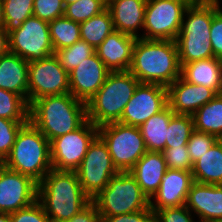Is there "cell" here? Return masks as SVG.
Listing matches in <instances>:
<instances>
[{"label":"cell","mask_w":222,"mask_h":222,"mask_svg":"<svg viewBox=\"0 0 222 222\" xmlns=\"http://www.w3.org/2000/svg\"><path fill=\"white\" fill-rule=\"evenodd\" d=\"M128 71L140 83L168 87L181 76L176 42L137 38Z\"/></svg>","instance_id":"cell-1"},{"label":"cell","mask_w":222,"mask_h":222,"mask_svg":"<svg viewBox=\"0 0 222 222\" xmlns=\"http://www.w3.org/2000/svg\"><path fill=\"white\" fill-rule=\"evenodd\" d=\"M37 200L51 222L71 219L92 201L82 189L75 171L53 168L38 183Z\"/></svg>","instance_id":"cell-2"},{"label":"cell","mask_w":222,"mask_h":222,"mask_svg":"<svg viewBox=\"0 0 222 222\" xmlns=\"http://www.w3.org/2000/svg\"><path fill=\"white\" fill-rule=\"evenodd\" d=\"M29 121L51 141L81 127L87 106L71 93L41 97L30 105Z\"/></svg>","instance_id":"cell-3"},{"label":"cell","mask_w":222,"mask_h":222,"mask_svg":"<svg viewBox=\"0 0 222 222\" xmlns=\"http://www.w3.org/2000/svg\"><path fill=\"white\" fill-rule=\"evenodd\" d=\"M139 83L129 71L109 72L102 87L86 104L87 120L98 128L119 122Z\"/></svg>","instance_id":"cell-4"},{"label":"cell","mask_w":222,"mask_h":222,"mask_svg":"<svg viewBox=\"0 0 222 222\" xmlns=\"http://www.w3.org/2000/svg\"><path fill=\"white\" fill-rule=\"evenodd\" d=\"M5 166L39 183L52 169L50 141L29 121L18 132Z\"/></svg>","instance_id":"cell-5"},{"label":"cell","mask_w":222,"mask_h":222,"mask_svg":"<svg viewBox=\"0 0 222 222\" xmlns=\"http://www.w3.org/2000/svg\"><path fill=\"white\" fill-rule=\"evenodd\" d=\"M92 201L103 221L108 216L134 213L150 208L149 198L129 171L112 176L108 185Z\"/></svg>","instance_id":"cell-6"},{"label":"cell","mask_w":222,"mask_h":222,"mask_svg":"<svg viewBox=\"0 0 222 222\" xmlns=\"http://www.w3.org/2000/svg\"><path fill=\"white\" fill-rule=\"evenodd\" d=\"M98 135L106 143L113 165L120 172L129 171L147 152L139 127L114 122L100 126Z\"/></svg>","instance_id":"cell-7"},{"label":"cell","mask_w":222,"mask_h":222,"mask_svg":"<svg viewBox=\"0 0 222 222\" xmlns=\"http://www.w3.org/2000/svg\"><path fill=\"white\" fill-rule=\"evenodd\" d=\"M188 6L182 0H147L141 38L175 41Z\"/></svg>","instance_id":"cell-8"},{"label":"cell","mask_w":222,"mask_h":222,"mask_svg":"<svg viewBox=\"0 0 222 222\" xmlns=\"http://www.w3.org/2000/svg\"><path fill=\"white\" fill-rule=\"evenodd\" d=\"M84 192L93 199L119 171L113 165L108 147L98 135L90 144L80 166L75 170Z\"/></svg>","instance_id":"cell-9"},{"label":"cell","mask_w":222,"mask_h":222,"mask_svg":"<svg viewBox=\"0 0 222 222\" xmlns=\"http://www.w3.org/2000/svg\"><path fill=\"white\" fill-rule=\"evenodd\" d=\"M98 136V127L87 120L73 132L50 141L51 165L55 170L75 171L90 144Z\"/></svg>","instance_id":"cell-10"},{"label":"cell","mask_w":222,"mask_h":222,"mask_svg":"<svg viewBox=\"0 0 222 222\" xmlns=\"http://www.w3.org/2000/svg\"><path fill=\"white\" fill-rule=\"evenodd\" d=\"M10 52L28 62L54 55L49 22L36 16L26 19L19 29L9 33Z\"/></svg>","instance_id":"cell-11"},{"label":"cell","mask_w":222,"mask_h":222,"mask_svg":"<svg viewBox=\"0 0 222 222\" xmlns=\"http://www.w3.org/2000/svg\"><path fill=\"white\" fill-rule=\"evenodd\" d=\"M66 93H70L69 73L55 55L28 63L29 106L41 97Z\"/></svg>","instance_id":"cell-12"},{"label":"cell","mask_w":222,"mask_h":222,"mask_svg":"<svg viewBox=\"0 0 222 222\" xmlns=\"http://www.w3.org/2000/svg\"><path fill=\"white\" fill-rule=\"evenodd\" d=\"M167 105V87L158 84L139 83L133 96L124 107L119 122L139 127Z\"/></svg>","instance_id":"cell-13"},{"label":"cell","mask_w":222,"mask_h":222,"mask_svg":"<svg viewBox=\"0 0 222 222\" xmlns=\"http://www.w3.org/2000/svg\"><path fill=\"white\" fill-rule=\"evenodd\" d=\"M38 183L6 166L0 172V213L11 214L37 200Z\"/></svg>","instance_id":"cell-14"},{"label":"cell","mask_w":222,"mask_h":222,"mask_svg":"<svg viewBox=\"0 0 222 222\" xmlns=\"http://www.w3.org/2000/svg\"><path fill=\"white\" fill-rule=\"evenodd\" d=\"M109 72L95 52L69 73L70 93L87 104L102 87Z\"/></svg>","instance_id":"cell-15"},{"label":"cell","mask_w":222,"mask_h":222,"mask_svg":"<svg viewBox=\"0 0 222 222\" xmlns=\"http://www.w3.org/2000/svg\"><path fill=\"white\" fill-rule=\"evenodd\" d=\"M193 182L191 171L168 168L158 191L150 199V209L155 212L164 208L184 206Z\"/></svg>","instance_id":"cell-16"},{"label":"cell","mask_w":222,"mask_h":222,"mask_svg":"<svg viewBox=\"0 0 222 222\" xmlns=\"http://www.w3.org/2000/svg\"><path fill=\"white\" fill-rule=\"evenodd\" d=\"M218 95L213 89L188 83L181 76L167 87L168 106L178 115H193Z\"/></svg>","instance_id":"cell-17"},{"label":"cell","mask_w":222,"mask_h":222,"mask_svg":"<svg viewBox=\"0 0 222 222\" xmlns=\"http://www.w3.org/2000/svg\"><path fill=\"white\" fill-rule=\"evenodd\" d=\"M185 206L199 222L222 219V185L194 181L188 192Z\"/></svg>","instance_id":"cell-18"},{"label":"cell","mask_w":222,"mask_h":222,"mask_svg":"<svg viewBox=\"0 0 222 222\" xmlns=\"http://www.w3.org/2000/svg\"><path fill=\"white\" fill-rule=\"evenodd\" d=\"M136 39L137 37L114 30L95 51L110 72L128 71Z\"/></svg>","instance_id":"cell-19"},{"label":"cell","mask_w":222,"mask_h":222,"mask_svg":"<svg viewBox=\"0 0 222 222\" xmlns=\"http://www.w3.org/2000/svg\"><path fill=\"white\" fill-rule=\"evenodd\" d=\"M146 4L147 0H111L107 3L114 30L141 38Z\"/></svg>","instance_id":"cell-20"},{"label":"cell","mask_w":222,"mask_h":222,"mask_svg":"<svg viewBox=\"0 0 222 222\" xmlns=\"http://www.w3.org/2000/svg\"><path fill=\"white\" fill-rule=\"evenodd\" d=\"M167 169L162 152L147 151L129 172L150 200L158 191Z\"/></svg>","instance_id":"cell-21"},{"label":"cell","mask_w":222,"mask_h":222,"mask_svg":"<svg viewBox=\"0 0 222 222\" xmlns=\"http://www.w3.org/2000/svg\"><path fill=\"white\" fill-rule=\"evenodd\" d=\"M28 63L12 52L0 57V88L22 96L27 102Z\"/></svg>","instance_id":"cell-22"},{"label":"cell","mask_w":222,"mask_h":222,"mask_svg":"<svg viewBox=\"0 0 222 222\" xmlns=\"http://www.w3.org/2000/svg\"><path fill=\"white\" fill-rule=\"evenodd\" d=\"M181 77L188 83L202 85L222 93V59L209 58L189 62L181 67Z\"/></svg>","instance_id":"cell-23"},{"label":"cell","mask_w":222,"mask_h":222,"mask_svg":"<svg viewBox=\"0 0 222 222\" xmlns=\"http://www.w3.org/2000/svg\"><path fill=\"white\" fill-rule=\"evenodd\" d=\"M218 3H198L185 10L182 26L177 36H210L213 15L221 8Z\"/></svg>","instance_id":"cell-24"},{"label":"cell","mask_w":222,"mask_h":222,"mask_svg":"<svg viewBox=\"0 0 222 222\" xmlns=\"http://www.w3.org/2000/svg\"><path fill=\"white\" fill-rule=\"evenodd\" d=\"M191 172L196 182L222 185V143L219 140L193 163Z\"/></svg>","instance_id":"cell-25"},{"label":"cell","mask_w":222,"mask_h":222,"mask_svg":"<svg viewBox=\"0 0 222 222\" xmlns=\"http://www.w3.org/2000/svg\"><path fill=\"white\" fill-rule=\"evenodd\" d=\"M174 115L175 113L167 105L139 126L147 151L163 152L165 150L167 128Z\"/></svg>","instance_id":"cell-26"},{"label":"cell","mask_w":222,"mask_h":222,"mask_svg":"<svg viewBox=\"0 0 222 222\" xmlns=\"http://www.w3.org/2000/svg\"><path fill=\"white\" fill-rule=\"evenodd\" d=\"M194 130L222 136V93L200 107L193 115Z\"/></svg>","instance_id":"cell-27"},{"label":"cell","mask_w":222,"mask_h":222,"mask_svg":"<svg viewBox=\"0 0 222 222\" xmlns=\"http://www.w3.org/2000/svg\"><path fill=\"white\" fill-rule=\"evenodd\" d=\"M179 63L182 67L189 62L214 57L211 41L206 36H177L175 39Z\"/></svg>","instance_id":"cell-28"},{"label":"cell","mask_w":222,"mask_h":222,"mask_svg":"<svg viewBox=\"0 0 222 222\" xmlns=\"http://www.w3.org/2000/svg\"><path fill=\"white\" fill-rule=\"evenodd\" d=\"M114 31L112 15L108 8L80 23V37L95 49Z\"/></svg>","instance_id":"cell-29"},{"label":"cell","mask_w":222,"mask_h":222,"mask_svg":"<svg viewBox=\"0 0 222 222\" xmlns=\"http://www.w3.org/2000/svg\"><path fill=\"white\" fill-rule=\"evenodd\" d=\"M49 32L54 52L69 47L81 39L80 23L65 16L49 22Z\"/></svg>","instance_id":"cell-30"},{"label":"cell","mask_w":222,"mask_h":222,"mask_svg":"<svg viewBox=\"0 0 222 222\" xmlns=\"http://www.w3.org/2000/svg\"><path fill=\"white\" fill-rule=\"evenodd\" d=\"M5 31L9 34L19 29L22 23L33 16L34 0H2Z\"/></svg>","instance_id":"cell-31"},{"label":"cell","mask_w":222,"mask_h":222,"mask_svg":"<svg viewBox=\"0 0 222 222\" xmlns=\"http://www.w3.org/2000/svg\"><path fill=\"white\" fill-rule=\"evenodd\" d=\"M29 104L20 95L0 88V118L29 120Z\"/></svg>","instance_id":"cell-32"},{"label":"cell","mask_w":222,"mask_h":222,"mask_svg":"<svg viewBox=\"0 0 222 222\" xmlns=\"http://www.w3.org/2000/svg\"><path fill=\"white\" fill-rule=\"evenodd\" d=\"M194 131V122L191 115L175 114L167 128L165 148L180 147L187 145L191 134Z\"/></svg>","instance_id":"cell-33"},{"label":"cell","mask_w":222,"mask_h":222,"mask_svg":"<svg viewBox=\"0 0 222 222\" xmlns=\"http://www.w3.org/2000/svg\"><path fill=\"white\" fill-rule=\"evenodd\" d=\"M95 52L93 46L80 39L69 47L55 51L54 55L58 58L62 68L70 73L82 61L93 55Z\"/></svg>","instance_id":"cell-34"},{"label":"cell","mask_w":222,"mask_h":222,"mask_svg":"<svg viewBox=\"0 0 222 222\" xmlns=\"http://www.w3.org/2000/svg\"><path fill=\"white\" fill-rule=\"evenodd\" d=\"M107 8L104 0H77L65 6L64 16L77 23L85 22Z\"/></svg>","instance_id":"cell-35"},{"label":"cell","mask_w":222,"mask_h":222,"mask_svg":"<svg viewBox=\"0 0 222 222\" xmlns=\"http://www.w3.org/2000/svg\"><path fill=\"white\" fill-rule=\"evenodd\" d=\"M28 122L0 118V159L5 160L9 156L18 132Z\"/></svg>","instance_id":"cell-36"},{"label":"cell","mask_w":222,"mask_h":222,"mask_svg":"<svg viewBox=\"0 0 222 222\" xmlns=\"http://www.w3.org/2000/svg\"><path fill=\"white\" fill-rule=\"evenodd\" d=\"M217 141L218 138L215 135L194 130L187 143L192 163L198 160Z\"/></svg>","instance_id":"cell-37"},{"label":"cell","mask_w":222,"mask_h":222,"mask_svg":"<svg viewBox=\"0 0 222 222\" xmlns=\"http://www.w3.org/2000/svg\"><path fill=\"white\" fill-rule=\"evenodd\" d=\"M65 5L63 0H34L33 16L51 22L64 16Z\"/></svg>","instance_id":"cell-38"},{"label":"cell","mask_w":222,"mask_h":222,"mask_svg":"<svg viewBox=\"0 0 222 222\" xmlns=\"http://www.w3.org/2000/svg\"><path fill=\"white\" fill-rule=\"evenodd\" d=\"M162 153L167 168L192 171L193 163L188 153L187 145L165 148Z\"/></svg>","instance_id":"cell-39"},{"label":"cell","mask_w":222,"mask_h":222,"mask_svg":"<svg viewBox=\"0 0 222 222\" xmlns=\"http://www.w3.org/2000/svg\"><path fill=\"white\" fill-rule=\"evenodd\" d=\"M10 219L12 222H51L38 200L28 207L11 213Z\"/></svg>","instance_id":"cell-40"},{"label":"cell","mask_w":222,"mask_h":222,"mask_svg":"<svg viewBox=\"0 0 222 222\" xmlns=\"http://www.w3.org/2000/svg\"><path fill=\"white\" fill-rule=\"evenodd\" d=\"M154 214L155 222H199L185 205L157 210Z\"/></svg>","instance_id":"cell-41"},{"label":"cell","mask_w":222,"mask_h":222,"mask_svg":"<svg viewBox=\"0 0 222 222\" xmlns=\"http://www.w3.org/2000/svg\"><path fill=\"white\" fill-rule=\"evenodd\" d=\"M210 31L214 57L222 59V7L213 15Z\"/></svg>","instance_id":"cell-42"},{"label":"cell","mask_w":222,"mask_h":222,"mask_svg":"<svg viewBox=\"0 0 222 222\" xmlns=\"http://www.w3.org/2000/svg\"><path fill=\"white\" fill-rule=\"evenodd\" d=\"M102 222H155V214L154 211L149 208L134 213L108 216Z\"/></svg>","instance_id":"cell-43"},{"label":"cell","mask_w":222,"mask_h":222,"mask_svg":"<svg viewBox=\"0 0 222 222\" xmlns=\"http://www.w3.org/2000/svg\"><path fill=\"white\" fill-rule=\"evenodd\" d=\"M62 222H102V220L96 204L91 201L78 214Z\"/></svg>","instance_id":"cell-44"},{"label":"cell","mask_w":222,"mask_h":222,"mask_svg":"<svg viewBox=\"0 0 222 222\" xmlns=\"http://www.w3.org/2000/svg\"><path fill=\"white\" fill-rule=\"evenodd\" d=\"M10 52L9 34L5 31V28H0V54H6Z\"/></svg>","instance_id":"cell-45"},{"label":"cell","mask_w":222,"mask_h":222,"mask_svg":"<svg viewBox=\"0 0 222 222\" xmlns=\"http://www.w3.org/2000/svg\"><path fill=\"white\" fill-rule=\"evenodd\" d=\"M0 28H5V19H4V10H3L2 0H0Z\"/></svg>","instance_id":"cell-46"},{"label":"cell","mask_w":222,"mask_h":222,"mask_svg":"<svg viewBox=\"0 0 222 222\" xmlns=\"http://www.w3.org/2000/svg\"><path fill=\"white\" fill-rule=\"evenodd\" d=\"M0 222H12L10 219V214L0 213Z\"/></svg>","instance_id":"cell-47"},{"label":"cell","mask_w":222,"mask_h":222,"mask_svg":"<svg viewBox=\"0 0 222 222\" xmlns=\"http://www.w3.org/2000/svg\"><path fill=\"white\" fill-rule=\"evenodd\" d=\"M215 3V0H194V4L198 3Z\"/></svg>","instance_id":"cell-48"},{"label":"cell","mask_w":222,"mask_h":222,"mask_svg":"<svg viewBox=\"0 0 222 222\" xmlns=\"http://www.w3.org/2000/svg\"><path fill=\"white\" fill-rule=\"evenodd\" d=\"M75 1H77V0H63V3L66 6L68 4L74 3Z\"/></svg>","instance_id":"cell-49"},{"label":"cell","mask_w":222,"mask_h":222,"mask_svg":"<svg viewBox=\"0 0 222 222\" xmlns=\"http://www.w3.org/2000/svg\"><path fill=\"white\" fill-rule=\"evenodd\" d=\"M4 166H5L4 160L0 159V172L2 171Z\"/></svg>","instance_id":"cell-50"},{"label":"cell","mask_w":222,"mask_h":222,"mask_svg":"<svg viewBox=\"0 0 222 222\" xmlns=\"http://www.w3.org/2000/svg\"><path fill=\"white\" fill-rule=\"evenodd\" d=\"M184 2H186L189 5H194V0H182Z\"/></svg>","instance_id":"cell-51"},{"label":"cell","mask_w":222,"mask_h":222,"mask_svg":"<svg viewBox=\"0 0 222 222\" xmlns=\"http://www.w3.org/2000/svg\"><path fill=\"white\" fill-rule=\"evenodd\" d=\"M212 222H222V219L214 220Z\"/></svg>","instance_id":"cell-52"},{"label":"cell","mask_w":222,"mask_h":222,"mask_svg":"<svg viewBox=\"0 0 222 222\" xmlns=\"http://www.w3.org/2000/svg\"><path fill=\"white\" fill-rule=\"evenodd\" d=\"M221 0H215V3L220 4Z\"/></svg>","instance_id":"cell-53"},{"label":"cell","mask_w":222,"mask_h":222,"mask_svg":"<svg viewBox=\"0 0 222 222\" xmlns=\"http://www.w3.org/2000/svg\"><path fill=\"white\" fill-rule=\"evenodd\" d=\"M218 140L222 143V136Z\"/></svg>","instance_id":"cell-54"}]
</instances>
